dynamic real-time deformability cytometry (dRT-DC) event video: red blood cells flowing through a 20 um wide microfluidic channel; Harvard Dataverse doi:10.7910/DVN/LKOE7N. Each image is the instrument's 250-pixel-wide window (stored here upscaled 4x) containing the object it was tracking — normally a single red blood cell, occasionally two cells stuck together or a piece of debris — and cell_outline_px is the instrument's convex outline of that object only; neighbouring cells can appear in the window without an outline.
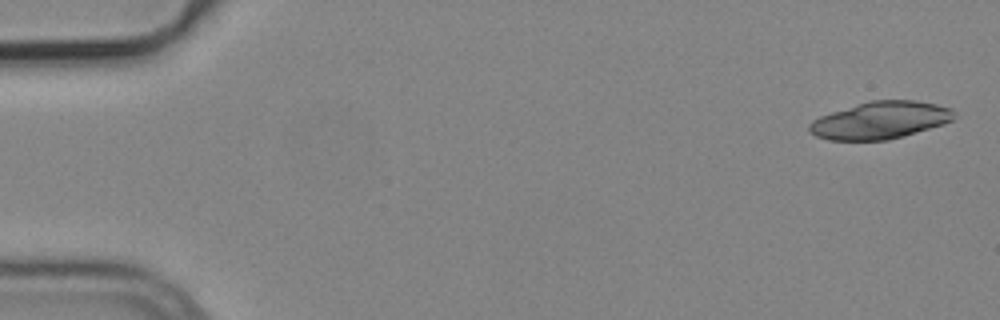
{"species": "common noctule bat (a hibernating species)", "species_latin": "Nyctalus noctula", "temperature_condition": "cold", "stored_images_in_passage": 5, "camera_frame_rate_fps": 3000, "um_per_image_px": 0.085, "animal": {"sex": "male", "body_mass_g": 19.2, "forearm_length_mm": 51.8}, "frame": {"image": 1, "passage_image": 1, "time_ms": 0.0, "image_size_px": [1000, 320], "cell_outline_px": [[952, 120], [944, 124], [888, 140], [828, 140], [816, 136], [808, 128], [808, 124], [812, 120], [820, 116], [868, 100], [916, 100], [936, 104], [952, 108]], "centroid_in_image_um": [74.8, 10.22], "position_along_channel_um": 10.2, "area_um2": 31.27}}